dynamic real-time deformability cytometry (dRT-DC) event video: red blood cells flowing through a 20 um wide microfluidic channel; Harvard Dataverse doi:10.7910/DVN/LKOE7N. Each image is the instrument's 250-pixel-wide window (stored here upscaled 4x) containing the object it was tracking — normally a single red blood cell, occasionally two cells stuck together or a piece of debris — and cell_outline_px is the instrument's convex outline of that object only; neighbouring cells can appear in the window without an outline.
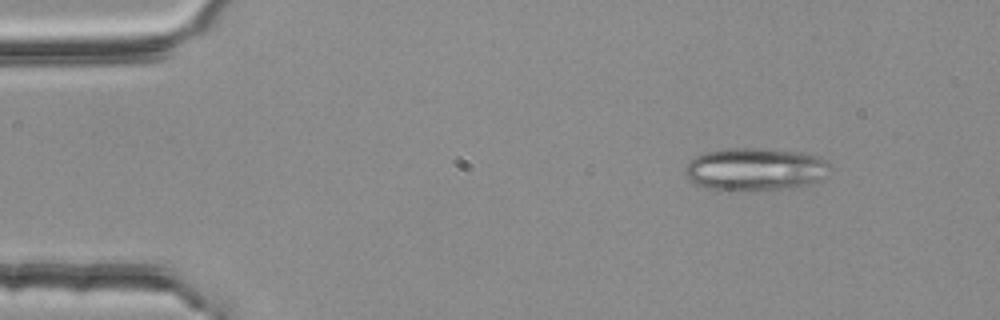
{"species": "common noctule bat (a hibernating species)", "species_latin": "Nyctalus noctula", "temperature_condition": "room temperature", "stored_images_in_passage": 4, "camera_frame_rate_fps": 3000, "um_per_image_px": 0.085, "animal": {"sex": "female", "body_mass_g": 25.1}, "frame": {"image": 1, "passage_image": 2, "time_ms": 0.333, "image_size_px": [1000, 320], "cell_outline_px": [[832, 164], [824, 176], [820, 180], [788, 188], [748, 192], [720, 192], [704, 188], [688, 180], [684, 172], [684, 168], [688, 160], [704, 152], [732, 148], [760, 148], [812, 152], [820, 156]], "centroid_in_image_um": [64.15, 14.4], "position_along_channel_um": 20.8, "area_um2": 37.4}}